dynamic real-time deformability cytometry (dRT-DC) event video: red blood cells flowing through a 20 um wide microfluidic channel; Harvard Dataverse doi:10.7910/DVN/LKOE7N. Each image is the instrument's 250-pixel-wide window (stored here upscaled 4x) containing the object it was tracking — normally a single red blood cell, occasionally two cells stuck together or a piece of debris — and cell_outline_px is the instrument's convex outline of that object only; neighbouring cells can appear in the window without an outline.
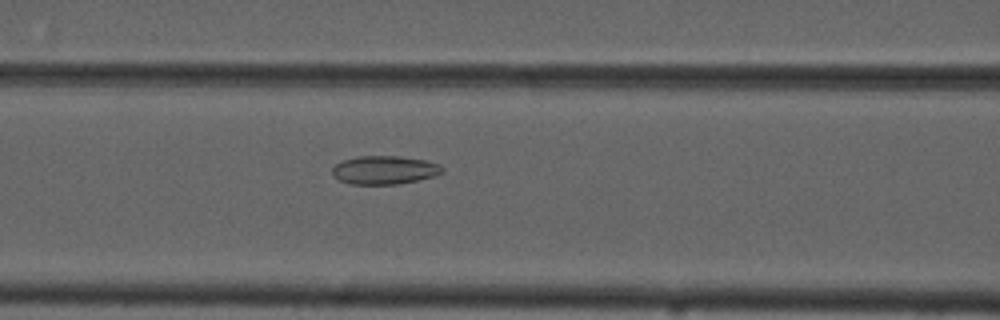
{"species": "common noctule bat (a hibernating species)", "species_latin": "Nyctalus noctula", "temperature_condition": "cold", "stored_images_in_passage": 52, "camera_frame_rate_fps": 3000, "um_per_image_px": 0.085, "animal": {"sex": "male", "forearm_length_mm": 52.5}, "frame": {"image": 1, "passage_image": 24, "time_ms": 7.667, "image_size_px": [1000, 320], "cell_outline_px": [[444, 172], [436, 176], [396, 184], [352, 184], [340, 180], [332, 172], [332, 168], [336, 164], [344, 160], [356, 156], [400, 156], [424, 160], [440, 164], [444, 168]], "centroid_in_image_um": [32.72, 14.44], "position_along_channel_um": 133.9, "area_um2": 18.15}}
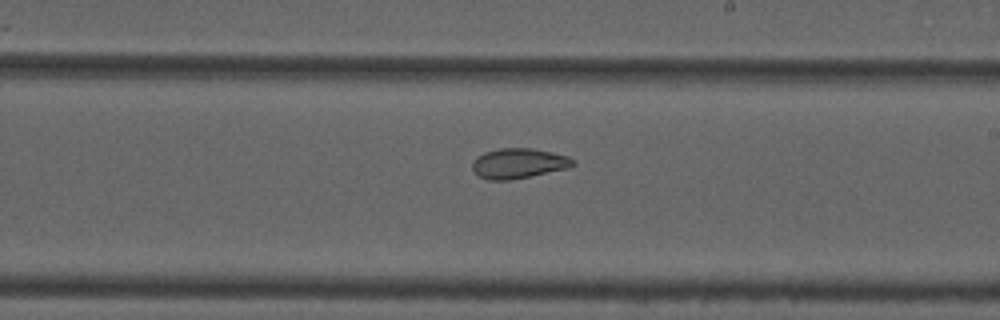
{"frame": {"image": 2, "passage_image": 33, "time_ms": 10.667, "image_size_px": [1000, 320], "cell_outline_px": [[576, 164], [568, 168], [512, 180], [488, 180], [480, 176], [472, 168], [472, 164], [476, 156], [484, 152], [500, 148], [532, 148], [552, 152], [568, 156], [576, 160]], "centroid_in_image_um": [44.1, 13.88], "position_along_channel_um": 244.9, "area_um2": 17.74}}
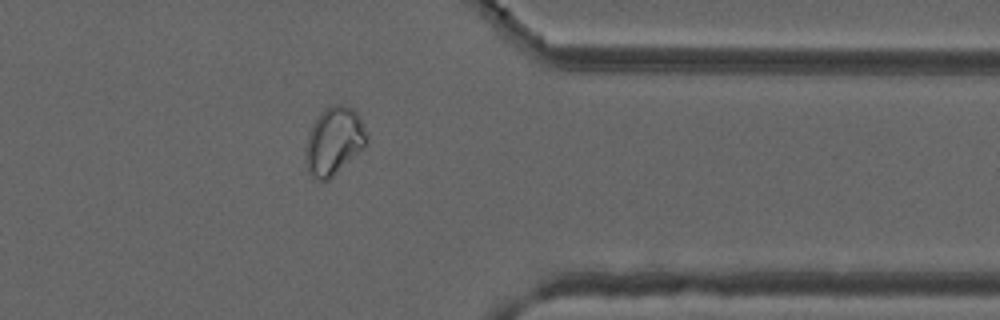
{"frame": {"image": 3, "passage_image": 45, "time_ms": 14.667, "image_size_px": [1000, 320], "cell_outline_px": [[368, 140], [364, 148], [328, 180], [316, 180], [308, 172], [304, 160], [304, 148], [308, 132], [316, 116], [324, 108], [332, 104], [340, 104], [352, 108], [360, 116], [368, 132]], "centroid_in_image_um": [28.37, 11.97], "position_along_channel_um": 383.0, "area_um2": 24.74}}